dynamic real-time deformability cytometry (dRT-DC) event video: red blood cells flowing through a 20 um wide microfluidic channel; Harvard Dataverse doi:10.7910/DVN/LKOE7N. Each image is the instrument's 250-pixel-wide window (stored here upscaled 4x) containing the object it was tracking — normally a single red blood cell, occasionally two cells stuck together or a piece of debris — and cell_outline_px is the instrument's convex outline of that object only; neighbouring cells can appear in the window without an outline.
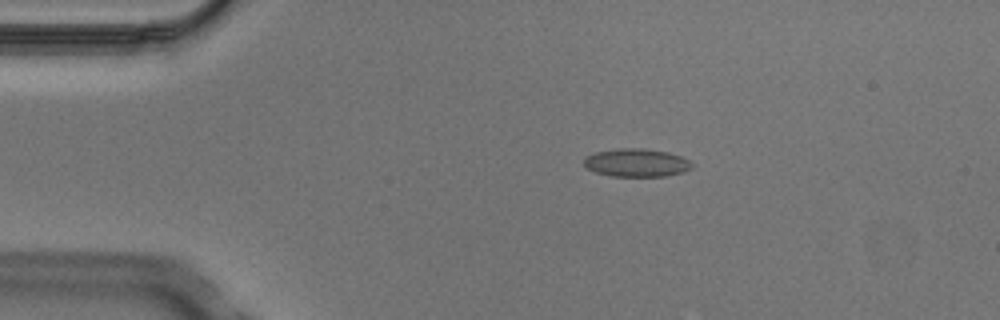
{"species": "Egyptian fruit bat (a non-hibernating species)", "species_latin": "Rousettus aegyptiacus", "temperature_condition": "cold", "stored_images_in_passage": 5, "camera_frame_rate_fps": 3000, "um_per_image_px": 0.085, "animal": {"sex": "male"}, "frame": {"image": 1, "passage_image": 2, "time_ms": 0.333, "image_size_px": [1000, 320], "cell_outline_px": [[696, 164], [692, 168], [684, 172], [664, 176], [612, 176], [596, 172], [588, 168], [584, 164], [584, 156], [592, 152], [616, 148], [644, 148], [668, 152], [692, 160]], "centroid_in_image_um": [54.13, 13.81], "position_along_channel_um": 30.9, "area_um2": 18.03}}
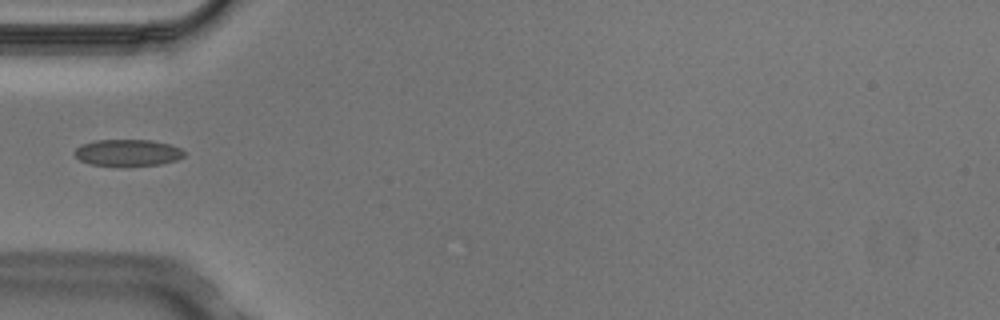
{"frame": {"image": 2, "passage_image": 4, "time_ms": 1.0, "image_size_px": [1000, 320], "cell_outline_px": [[184, 156], [176, 160], [160, 164], [92, 164], [80, 160], [72, 152], [80, 144], [96, 140], [152, 140], [168, 144], [180, 148], [184, 152]], "centroid_in_image_um": [10.83, 12.94], "position_along_channel_um": 74.2, "area_um2": 16.47}}